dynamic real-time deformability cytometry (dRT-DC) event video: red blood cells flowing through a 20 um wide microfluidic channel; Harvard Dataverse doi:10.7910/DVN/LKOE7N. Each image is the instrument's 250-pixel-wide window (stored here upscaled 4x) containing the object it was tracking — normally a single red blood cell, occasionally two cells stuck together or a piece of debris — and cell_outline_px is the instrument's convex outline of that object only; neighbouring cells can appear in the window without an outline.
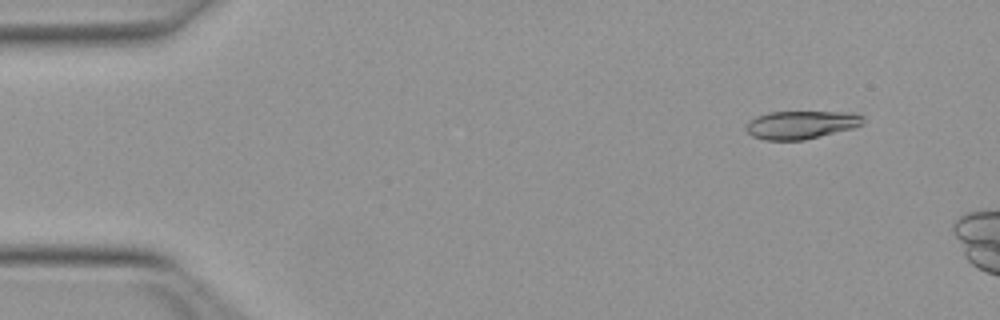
{"species": "Egyptian fruit bat (a non-hibernating species)", "species_latin": "Rousettus aegyptiacus", "temperature_condition": "warm", "stored_images_in_passage": 15, "camera_frame_rate_fps": 3000, "um_per_image_px": 0.085, "animal": {"sex": "female"}, "frame": {"image": 1, "passage_image": 5, "time_ms": 1.333, "image_size_px": [1000, 320], "cell_outline_px": [[864, 124], [856, 128], [804, 140], [764, 140], [752, 136], [744, 128], [748, 120], [756, 116], [768, 112], [848, 112], [864, 116]], "centroid_in_image_um": [68.1, 10.61], "position_along_channel_um": 16.9, "area_um2": 19.48}}